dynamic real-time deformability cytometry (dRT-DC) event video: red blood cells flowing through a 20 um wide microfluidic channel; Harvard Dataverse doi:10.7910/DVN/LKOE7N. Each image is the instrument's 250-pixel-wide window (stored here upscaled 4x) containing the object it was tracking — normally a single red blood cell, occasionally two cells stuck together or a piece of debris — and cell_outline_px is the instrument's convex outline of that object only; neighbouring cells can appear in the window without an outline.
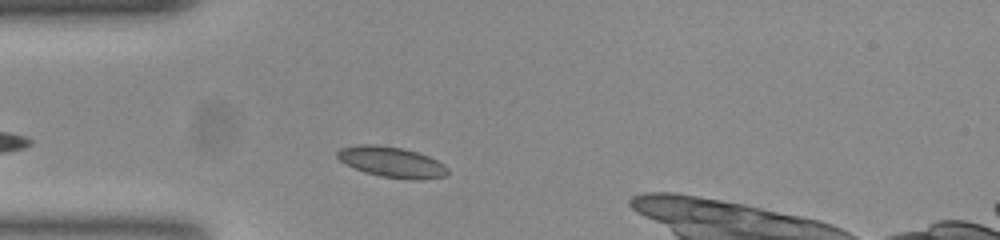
{"species": "common noctule bat (a hibernating species)", "species_latin": "Nyctalus noctula", "temperature_condition": "room temperature", "stored_images_in_passage": 34, "camera_frame_rate_fps": 3000, "um_per_image_px": 0.085, "animal": {"sex": "female", "body_mass_g": 23.0, "forearm_length_mm": 53.4}, "frame": {"image": 1, "passage_image": 5, "time_ms": 1.333, "image_size_px": [1000, 240], "cell_outline_px": [[448, 172], [444, 176], [416, 180], [380, 176], [364, 172], [340, 160], [336, 156], [336, 152], [340, 148], [360, 144], [372, 144], [400, 148], [416, 152], [428, 156], [444, 164], [448, 168]], "centroid_in_image_um": [33.28, 13.77], "position_along_channel_um": 51.7, "area_um2": 19.36}}
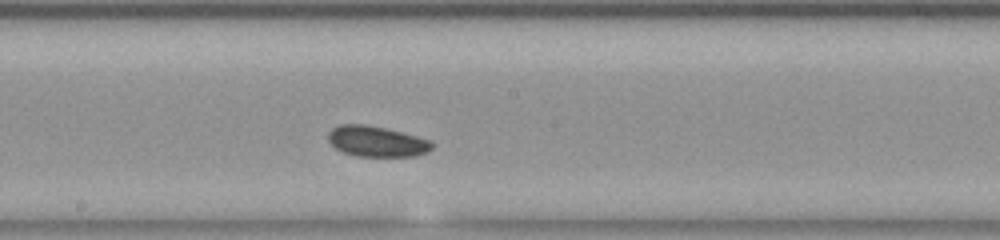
{"frame": {"image": 2, "passage_image": 19, "time_ms": 6.0, "image_size_px": [1000, 240], "cell_outline_px": [[432, 148], [428, 152], [416, 156], [356, 156], [344, 152], [336, 148], [328, 140], [328, 132], [332, 128], [340, 124], [364, 124], [384, 128], [416, 136], [428, 140], [432, 144]], "centroid_in_image_um": [31.99, 12.02], "position_along_channel_um": 216.2, "area_um2": 18.32}}
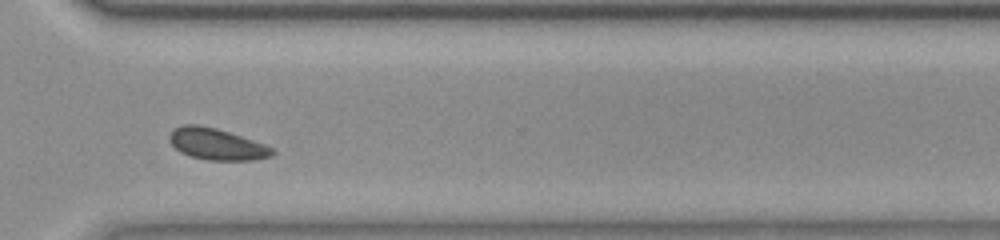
{"frame": {"image": 3, "passage_image": 30, "time_ms": 9.667, "image_size_px": [1000, 240], "cell_outline_px": [[276, 152], [272, 156], [252, 160], [208, 160], [192, 156], [180, 152], [168, 140], [168, 136], [176, 128], [184, 124], [196, 124], [216, 128], [264, 144], [272, 148]], "centroid_in_image_um": [18.41, 12.25], "position_along_channel_um": 352.2, "area_um2": 18.61}, "authors_computed_cell_mechanics": {"area_um2": 18.3804, "velocity_mm_per_s": 3.7004, "shape_relaxation_time_tau1_ms": 3.1628, "shape_relaxation_time_tau2_ms": 3.3706, "deformation_change_tau1": 0.0418, "deformation_change_tau2": 0.0655}}